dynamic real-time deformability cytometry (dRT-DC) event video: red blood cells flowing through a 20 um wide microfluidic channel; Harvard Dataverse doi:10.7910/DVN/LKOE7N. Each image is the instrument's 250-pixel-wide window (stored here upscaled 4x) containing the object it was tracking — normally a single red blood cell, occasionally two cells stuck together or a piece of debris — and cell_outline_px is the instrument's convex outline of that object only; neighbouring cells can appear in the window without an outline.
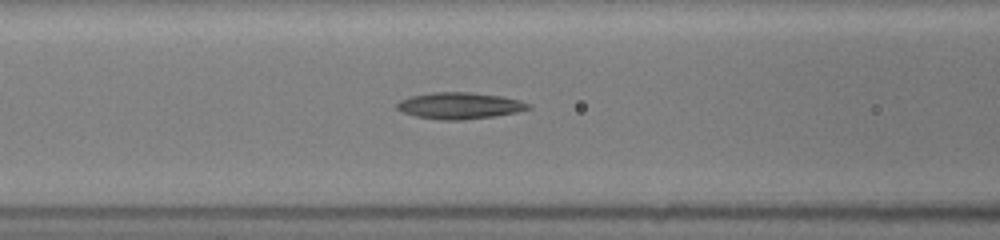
{"species": "common noctule bat (a hibernating species)", "species_latin": "Nyctalus noctula", "temperature_condition": "room temperature", "stored_images_in_passage": 5, "camera_frame_rate_fps": 3000, "um_per_image_px": 0.085, "animal": {"sex": "female", "body_mass_g": 19.5, "forearm_length_mm": 54.1}, "frame": {"image": 1, "passage_image": 3, "time_ms": 1.333, "image_size_px": [1000, 240], "cell_outline_px": [[532, 108], [516, 112], [496, 116], [464, 120], [440, 120], [416, 116], [404, 112], [396, 108], [396, 104], [400, 100], [412, 96], [432, 92], [468, 92], [504, 96], [520, 100], [532, 104]], "centroid_in_image_um": [39.12, 8.98], "position_along_channel_um": 127.5, "area_um2": 20.4}}
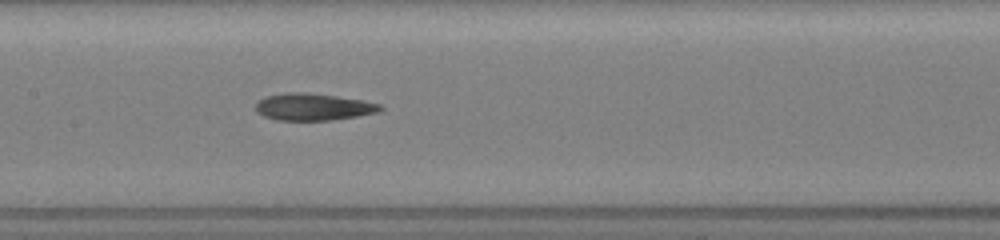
{"frame": {"image": 2, "passage_image": 5, "time_ms": 2.667, "image_size_px": [1000, 240], "cell_outline_px": [[384, 108], [376, 112], [356, 116], [332, 120], [276, 120], [264, 116], [256, 112], [256, 104], [264, 96], [284, 92], [308, 92], [364, 100], [380, 104]], "centroid_in_image_um": [26.59, 9.07], "position_along_channel_um": 180.8, "area_um2": 19.65}}